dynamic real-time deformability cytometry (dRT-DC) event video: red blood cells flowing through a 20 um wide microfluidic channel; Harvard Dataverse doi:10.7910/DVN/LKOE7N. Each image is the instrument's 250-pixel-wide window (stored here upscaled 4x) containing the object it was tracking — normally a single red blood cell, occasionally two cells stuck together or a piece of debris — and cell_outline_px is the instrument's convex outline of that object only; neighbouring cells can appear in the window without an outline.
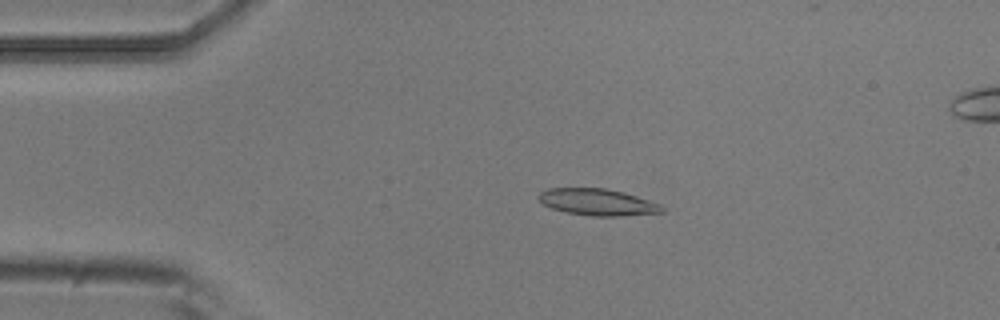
{"species": "common noctule bat (a hibernating species)", "species_latin": "Nyctalus noctula", "temperature_condition": "room temperature", "stored_images_in_passage": 6, "camera_frame_rate_fps": 3000, "um_per_image_px": 0.085, "animal": {"sex": "male", "body_mass_g": 20.5, "forearm_length_mm": 52.5}, "frame": {"image": 1, "passage_image": 4, "time_ms": 1.0, "image_size_px": [1000, 320], "cell_outline_px": [[664, 212], [620, 216], [592, 216], [564, 212], [552, 208], [544, 204], [536, 196], [540, 192], [548, 188], [604, 188], [636, 196], [660, 204], [664, 208]], "centroid_in_image_um": [50.76, 17.18], "position_along_channel_um": 34.2, "area_um2": 19.02}}